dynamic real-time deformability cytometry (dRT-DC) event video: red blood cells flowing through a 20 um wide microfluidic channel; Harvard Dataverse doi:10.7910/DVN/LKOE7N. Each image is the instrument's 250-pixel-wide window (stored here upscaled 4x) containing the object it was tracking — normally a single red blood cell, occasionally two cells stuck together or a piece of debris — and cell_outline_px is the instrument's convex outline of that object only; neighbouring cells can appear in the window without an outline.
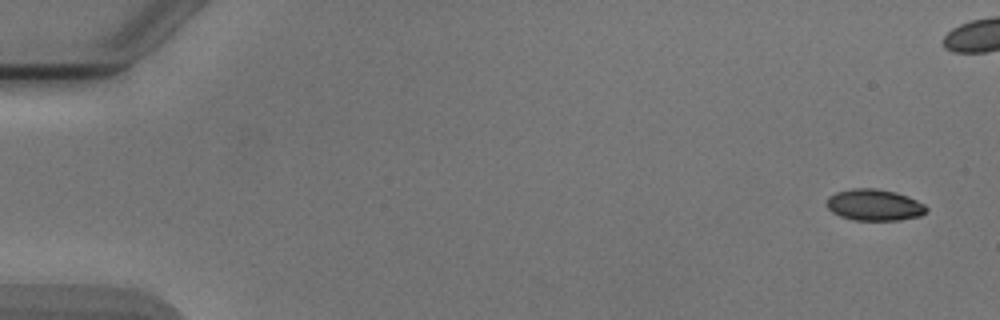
{"species": "Egyptian fruit bat (a non-hibernating species)", "species_latin": "Rousettus aegyptiacus", "temperature_condition": "cold", "stored_images_in_passage": 8, "camera_frame_rate_fps": 3000, "um_per_image_px": 0.085, "animal": {"sex": "male"}, "frame": {"image": 1, "passage_image": 1, "time_ms": 0.0, "image_size_px": [1000, 320], "cell_outline_px": [[928, 208], [920, 216], [900, 220], [856, 220], [840, 216], [832, 212], [828, 208], [828, 196], [836, 192], [852, 188], [876, 188], [896, 192], [908, 196], [924, 204]], "centroid_in_image_um": [74.32, 17.41], "position_along_channel_um": 10.7, "area_um2": 18.21}}
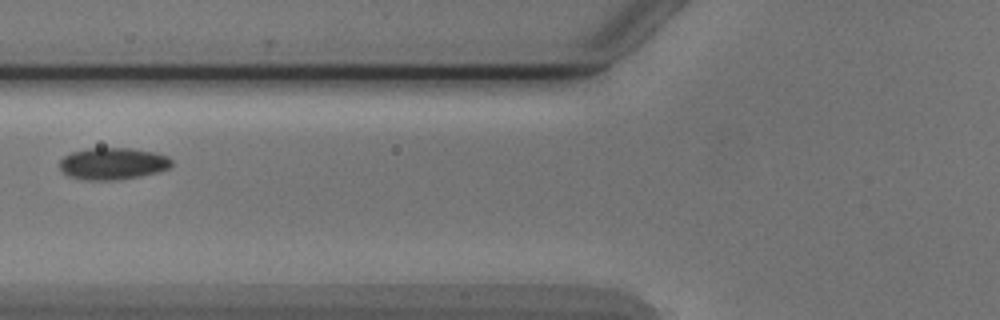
{"frame": {"image": 2, "passage_image": 7, "time_ms": 8.333, "image_size_px": [1000, 320], "cell_outline_px": [[172, 164], [168, 168], [160, 172], [140, 176], [116, 180], [84, 180], [68, 176], [60, 168], [60, 160], [64, 156], [72, 152], [88, 148], [132, 148], [152, 152], [168, 156], [172, 160]], "centroid_in_image_um": [9.59, 13.91], "position_along_channel_um": 116.2, "area_um2": 20.87}}
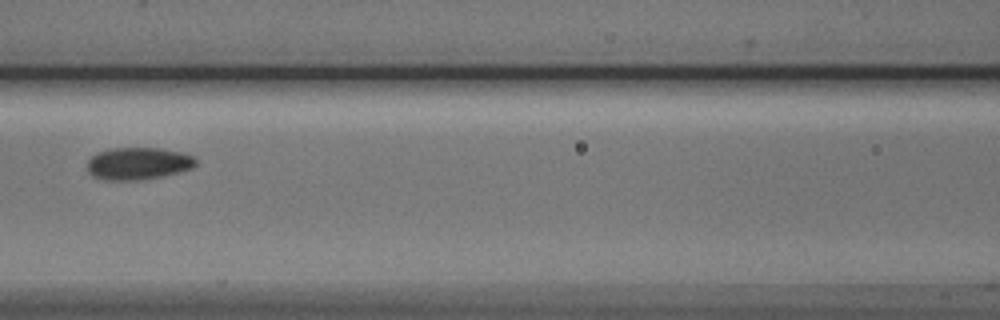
{"frame": {"image": 3, "passage_image": 8, "time_ms": 9.333, "image_size_px": [1000, 320], "cell_outline_px": [[196, 164], [192, 168], [180, 172], [160, 176], [136, 180], [104, 180], [92, 176], [88, 172], [88, 160], [96, 152], [112, 148], [160, 148], [180, 152], [196, 156]], "centroid_in_image_um": [11.74, 13.89], "position_along_channel_um": 154.9, "area_um2": 20.46}}